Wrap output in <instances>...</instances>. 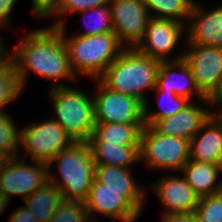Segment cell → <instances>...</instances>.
<instances>
[{
	"label": "cell",
	"mask_w": 222,
	"mask_h": 222,
	"mask_svg": "<svg viewBox=\"0 0 222 222\" xmlns=\"http://www.w3.org/2000/svg\"><path fill=\"white\" fill-rule=\"evenodd\" d=\"M11 53L21 89L25 86L28 71L51 80L76 79L69 63V55L61 32L54 27L36 29Z\"/></svg>",
	"instance_id": "obj_1"
},
{
	"label": "cell",
	"mask_w": 222,
	"mask_h": 222,
	"mask_svg": "<svg viewBox=\"0 0 222 222\" xmlns=\"http://www.w3.org/2000/svg\"><path fill=\"white\" fill-rule=\"evenodd\" d=\"M65 23L64 19L58 18L51 27L57 28L62 34L72 71L75 75L80 73L91 79H99L125 48L119 43L113 32L92 36L77 34L70 38L66 37Z\"/></svg>",
	"instance_id": "obj_2"
},
{
	"label": "cell",
	"mask_w": 222,
	"mask_h": 222,
	"mask_svg": "<svg viewBox=\"0 0 222 222\" xmlns=\"http://www.w3.org/2000/svg\"><path fill=\"white\" fill-rule=\"evenodd\" d=\"M160 63V60L143 55L135 48L124 49L99 80L110 90L135 97L145 104L146 89L156 87Z\"/></svg>",
	"instance_id": "obj_3"
},
{
	"label": "cell",
	"mask_w": 222,
	"mask_h": 222,
	"mask_svg": "<svg viewBox=\"0 0 222 222\" xmlns=\"http://www.w3.org/2000/svg\"><path fill=\"white\" fill-rule=\"evenodd\" d=\"M61 181L48 171V180L61 192L66 200L85 201L95 179V162L86 142H75L59 152L47 165L56 164ZM55 178V179H54Z\"/></svg>",
	"instance_id": "obj_4"
},
{
	"label": "cell",
	"mask_w": 222,
	"mask_h": 222,
	"mask_svg": "<svg viewBox=\"0 0 222 222\" xmlns=\"http://www.w3.org/2000/svg\"><path fill=\"white\" fill-rule=\"evenodd\" d=\"M55 111L54 118L74 142H87L94 131V100L85 91L56 83L49 93Z\"/></svg>",
	"instance_id": "obj_5"
},
{
	"label": "cell",
	"mask_w": 222,
	"mask_h": 222,
	"mask_svg": "<svg viewBox=\"0 0 222 222\" xmlns=\"http://www.w3.org/2000/svg\"><path fill=\"white\" fill-rule=\"evenodd\" d=\"M190 140L165 136L152 126L145 125L141 132L139 153L148 168L179 171L189 161Z\"/></svg>",
	"instance_id": "obj_6"
},
{
	"label": "cell",
	"mask_w": 222,
	"mask_h": 222,
	"mask_svg": "<svg viewBox=\"0 0 222 222\" xmlns=\"http://www.w3.org/2000/svg\"><path fill=\"white\" fill-rule=\"evenodd\" d=\"M145 190H113L106 184L94 179L86 198L85 206L91 221V215L102 213L113 220L139 217L143 208Z\"/></svg>",
	"instance_id": "obj_7"
},
{
	"label": "cell",
	"mask_w": 222,
	"mask_h": 222,
	"mask_svg": "<svg viewBox=\"0 0 222 222\" xmlns=\"http://www.w3.org/2000/svg\"><path fill=\"white\" fill-rule=\"evenodd\" d=\"M21 130V147L31 160L49 163L59 152L75 143L65 129L53 118L30 124Z\"/></svg>",
	"instance_id": "obj_8"
},
{
	"label": "cell",
	"mask_w": 222,
	"mask_h": 222,
	"mask_svg": "<svg viewBox=\"0 0 222 222\" xmlns=\"http://www.w3.org/2000/svg\"><path fill=\"white\" fill-rule=\"evenodd\" d=\"M183 60L191 70L198 90L213 100L222 91V49L187 44Z\"/></svg>",
	"instance_id": "obj_9"
},
{
	"label": "cell",
	"mask_w": 222,
	"mask_h": 222,
	"mask_svg": "<svg viewBox=\"0 0 222 222\" xmlns=\"http://www.w3.org/2000/svg\"><path fill=\"white\" fill-rule=\"evenodd\" d=\"M94 96L96 123L145 124L144 104L137 98L110 90L100 80Z\"/></svg>",
	"instance_id": "obj_10"
},
{
	"label": "cell",
	"mask_w": 222,
	"mask_h": 222,
	"mask_svg": "<svg viewBox=\"0 0 222 222\" xmlns=\"http://www.w3.org/2000/svg\"><path fill=\"white\" fill-rule=\"evenodd\" d=\"M113 33L125 49L136 48L151 18L144 0H111Z\"/></svg>",
	"instance_id": "obj_11"
},
{
	"label": "cell",
	"mask_w": 222,
	"mask_h": 222,
	"mask_svg": "<svg viewBox=\"0 0 222 222\" xmlns=\"http://www.w3.org/2000/svg\"><path fill=\"white\" fill-rule=\"evenodd\" d=\"M22 159L13 157L0 168V192L9 199L11 195L25 199L48 181L47 163L33 160L35 165H28Z\"/></svg>",
	"instance_id": "obj_12"
},
{
	"label": "cell",
	"mask_w": 222,
	"mask_h": 222,
	"mask_svg": "<svg viewBox=\"0 0 222 222\" xmlns=\"http://www.w3.org/2000/svg\"><path fill=\"white\" fill-rule=\"evenodd\" d=\"M184 25L172 19L151 17L144 36L135 49L148 57L170 61L168 54L177 46L179 39H182Z\"/></svg>",
	"instance_id": "obj_13"
},
{
	"label": "cell",
	"mask_w": 222,
	"mask_h": 222,
	"mask_svg": "<svg viewBox=\"0 0 222 222\" xmlns=\"http://www.w3.org/2000/svg\"><path fill=\"white\" fill-rule=\"evenodd\" d=\"M183 56L184 54H180L170 61H161L158 67L156 88L174 92L177 96L190 101L191 97L195 95L203 103L207 102L214 105L213 99L205 97L196 87L191 70L183 60ZM174 69L176 71L179 69L178 73Z\"/></svg>",
	"instance_id": "obj_14"
},
{
	"label": "cell",
	"mask_w": 222,
	"mask_h": 222,
	"mask_svg": "<svg viewBox=\"0 0 222 222\" xmlns=\"http://www.w3.org/2000/svg\"><path fill=\"white\" fill-rule=\"evenodd\" d=\"M153 184V190L167 210L165 215L194 214L200 197L184 177L166 176Z\"/></svg>",
	"instance_id": "obj_15"
},
{
	"label": "cell",
	"mask_w": 222,
	"mask_h": 222,
	"mask_svg": "<svg viewBox=\"0 0 222 222\" xmlns=\"http://www.w3.org/2000/svg\"><path fill=\"white\" fill-rule=\"evenodd\" d=\"M188 20L187 44L222 49V6L207 12L195 2Z\"/></svg>",
	"instance_id": "obj_16"
},
{
	"label": "cell",
	"mask_w": 222,
	"mask_h": 222,
	"mask_svg": "<svg viewBox=\"0 0 222 222\" xmlns=\"http://www.w3.org/2000/svg\"><path fill=\"white\" fill-rule=\"evenodd\" d=\"M215 113L200 105L190 102L183 110L173 116L157 120L152 127L165 136H176L191 140L193 136L204 126V124Z\"/></svg>",
	"instance_id": "obj_17"
},
{
	"label": "cell",
	"mask_w": 222,
	"mask_h": 222,
	"mask_svg": "<svg viewBox=\"0 0 222 222\" xmlns=\"http://www.w3.org/2000/svg\"><path fill=\"white\" fill-rule=\"evenodd\" d=\"M189 160L222 165V119L216 113L190 140Z\"/></svg>",
	"instance_id": "obj_18"
},
{
	"label": "cell",
	"mask_w": 222,
	"mask_h": 222,
	"mask_svg": "<svg viewBox=\"0 0 222 222\" xmlns=\"http://www.w3.org/2000/svg\"><path fill=\"white\" fill-rule=\"evenodd\" d=\"M180 171L200 198L219 192L220 182H216L222 172L221 164L189 160Z\"/></svg>",
	"instance_id": "obj_19"
},
{
	"label": "cell",
	"mask_w": 222,
	"mask_h": 222,
	"mask_svg": "<svg viewBox=\"0 0 222 222\" xmlns=\"http://www.w3.org/2000/svg\"><path fill=\"white\" fill-rule=\"evenodd\" d=\"M86 143L89 145L95 165L130 168L132 164L140 161V145L120 146L118 144H107V142Z\"/></svg>",
	"instance_id": "obj_20"
},
{
	"label": "cell",
	"mask_w": 222,
	"mask_h": 222,
	"mask_svg": "<svg viewBox=\"0 0 222 222\" xmlns=\"http://www.w3.org/2000/svg\"><path fill=\"white\" fill-rule=\"evenodd\" d=\"M145 124L96 123L87 142H107L120 146L140 145Z\"/></svg>",
	"instance_id": "obj_21"
},
{
	"label": "cell",
	"mask_w": 222,
	"mask_h": 222,
	"mask_svg": "<svg viewBox=\"0 0 222 222\" xmlns=\"http://www.w3.org/2000/svg\"><path fill=\"white\" fill-rule=\"evenodd\" d=\"M64 200L62 192L49 180L23 199L37 222H49L59 204Z\"/></svg>",
	"instance_id": "obj_22"
},
{
	"label": "cell",
	"mask_w": 222,
	"mask_h": 222,
	"mask_svg": "<svg viewBox=\"0 0 222 222\" xmlns=\"http://www.w3.org/2000/svg\"><path fill=\"white\" fill-rule=\"evenodd\" d=\"M150 17L172 19L184 24L189 19L194 0H144ZM157 13V14H156ZM186 19V20H185ZM184 21V22H183Z\"/></svg>",
	"instance_id": "obj_23"
},
{
	"label": "cell",
	"mask_w": 222,
	"mask_h": 222,
	"mask_svg": "<svg viewBox=\"0 0 222 222\" xmlns=\"http://www.w3.org/2000/svg\"><path fill=\"white\" fill-rule=\"evenodd\" d=\"M159 93V111L149 112V102L144 104V121L145 125L152 126L157 120H162L173 116L180 110H183L190 100L184 97L177 96L174 92L167 90H158L156 87L153 89ZM166 101V102H165ZM168 101V102H167Z\"/></svg>",
	"instance_id": "obj_24"
},
{
	"label": "cell",
	"mask_w": 222,
	"mask_h": 222,
	"mask_svg": "<svg viewBox=\"0 0 222 222\" xmlns=\"http://www.w3.org/2000/svg\"><path fill=\"white\" fill-rule=\"evenodd\" d=\"M130 168L95 165V179L113 190H144L134 182Z\"/></svg>",
	"instance_id": "obj_25"
},
{
	"label": "cell",
	"mask_w": 222,
	"mask_h": 222,
	"mask_svg": "<svg viewBox=\"0 0 222 222\" xmlns=\"http://www.w3.org/2000/svg\"><path fill=\"white\" fill-rule=\"evenodd\" d=\"M22 91L14 62L8 54L0 60V111H4V106L17 99Z\"/></svg>",
	"instance_id": "obj_26"
},
{
	"label": "cell",
	"mask_w": 222,
	"mask_h": 222,
	"mask_svg": "<svg viewBox=\"0 0 222 222\" xmlns=\"http://www.w3.org/2000/svg\"><path fill=\"white\" fill-rule=\"evenodd\" d=\"M21 131H17L13 119L4 111H0V148L11 158L16 157L21 147Z\"/></svg>",
	"instance_id": "obj_27"
},
{
	"label": "cell",
	"mask_w": 222,
	"mask_h": 222,
	"mask_svg": "<svg viewBox=\"0 0 222 222\" xmlns=\"http://www.w3.org/2000/svg\"><path fill=\"white\" fill-rule=\"evenodd\" d=\"M84 201H74L64 199L55 210L49 222H89Z\"/></svg>",
	"instance_id": "obj_28"
},
{
	"label": "cell",
	"mask_w": 222,
	"mask_h": 222,
	"mask_svg": "<svg viewBox=\"0 0 222 222\" xmlns=\"http://www.w3.org/2000/svg\"><path fill=\"white\" fill-rule=\"evenodd\" d=\"M89 12H91L94 15L96 14L94 18L96 20V24L94 23L95 22L94 19L86 21L88 29L86 28V30L80 33L79 36H92V35L113 32L111 8L109 4L91 8L86 11H81L80 13L82 14L84 13L86 15ZM92 21H94L93 26H91Z\"/></svg>",
	"instance_id": "obj_29"
},
{
	"label": "cell",
	"mask_w": 222,
	"mask_h": 222,
	"mask_svg": "<svg viewBox=\"0 0 222 222\" xmlns=\"http://www.w3.org/2000/svg\"><path fill=\"white\" fill-rule=\"evenodd\" d=\"M193 215L199 222H222V195L201 197Z\"/></svg>",
	"instance_id": "obj_30"
},
{
	"label": "cell",
	"mask_w": 222,
	"mask_h": 222,
	"mask_svg": "<svg viewBox=\"0 0 222 222\" xmlns=\"http://www.w3.org/2000/svg\"><path fill=\"white\" fill-rule=\"evenodd\" d=\"M111 0H61V4L56 11V15L65 17V14L78 13L95 8L102 5H107Z\"/></svg>",
	"instance_id": "obj_31"
},
{
	"label": "cell",
	"mask_w": 222,
	"mask_h": 222,
	"mask_svg": "<svg viewBox=\"0 0 222 222\" xmlns=\"http://www.w3.org/2000/svg\"><path fill=\"white\" fill-rule=\"evenodd\" d=\"M60 4L61 0H32L33 12L41 18L54 16Z\"/></svg>",
	"instance_id": "obj_32"
},
{
	"label": "cell",
	"mask_w": 222,
	"mask_h": 222,
	"mask_svg": "<svg viewBox=\"0 0 222 222\" xmlns=\"http://www.w3.org/2000/svg\"><path fill=\"white\" fill-rule=\"evenodd\" d=\"M16 0H0V28L9 22V15L15 6Z\"/></svg>",
	"instance_id": "obj_33"
},
{
	"label": "cell",
	"mask_w": 222,
	"mask_h": 222,
	"mask_svg": "<svg viewBox=\"0 0 222 222\" xmlns=\"http://www.w3.org/2000/svg\"><path fill=\"white\" fill-rule=\"evenodd\" d=\"M9 222H37L33 218L29 209L24 206L20 207L17 211L13 212L9 218Z\"/></svg>",
	"instance_id": "obj_34"
},
{
	"label": "cell",
	"mask_w": 222,
	"mask_h": 222,
	"mask_svg": "<svg viewBox=\"0 0 222 222\" xmlns=\"http://www.w3.org/2000/svg\"><path fill=\"white\" fill-rule=\"evenodd\" d=\"M162 222H188V214H163Z\"/></svg>",
	"instance_id": "obj_35"
},
{
	"label": "cell",
	"mask_w": 222,
	"mask_h": 222,
	"mask_svg": "<svg viewBox=\"0 0 222 222\" xmlns=\"http://www.w3.org/2000/svg\"><path fill=\"white\" fill-rule=\"evenodd\" d=\"M11 157L3 150L0 148V168L5 165Z\"/></svg>",
	"instance_id": "obj_36"
},
{
	"label": "cell",
	"mask_w": 222,
	"mask_h": 222,
	"mask_svg": "<svg viewBox=\"0 0 222 222\" xmlns=\"http://www.w3.org/2000/svg\"><path fill=\"white\" fill-rule=\"evenodd\" d=\"M9 198H7L2 192H0V213L7 207L9 202Z\"/></svg>",
	"instance_id": "obj_37"
},
{
	"label": "cell",
	"mask_w": 222,
	"mask_h": 222,
	"mask_svg": "<svg viewBox=\"0 0 222 222\" xmlns=\"http://www.w3.org/2000/svg\"><path fill=\"white\" fill-rule=\"evenodd\" d=\"M3 40L0 38V60H2L6 56V50L4 49V44L2 42Z\"/></svg>",
	"instance_id": "obj_38"
},
{
	"label": "cell",
	"mask_w": 222,
	"mask_h": 222,
	"mask_svg": "<svg viewBox=\"0 0 222 222\" xmlns=\"http://www.w3.org/2000/svg\"><path fill=\"white\" fill-rule=\"evenodd\" d=\"M213 101H214V105L217 106V103H218V105H221L220 107L222 108V91L218 94V96Z\"/></svg>",
	"instance_id": "obj_39"
},
{
	"label": "cell",
	"mask_w": 222,
	"mask_h": 222,
	"mask_svg": "<svg viewBox=\"0 0 222 222\" xmlns=\"http://www.w3.org/2000/svg\"><path fill=\"white\" fill-rule=\"evenodd\" d=\"M138 217H129V218H125L123 220L120 219V222L123 221V222H135L137 220ZM119 222V220L117 221Z\"/></svg>",
	"instance_id": "obj_40"
},
{
	"label": "cell",
	"mask_w": 222,
	"mask_h": 222,
	"mask_svg": "<svg viewBox=\"0 0 222 222\" xmlns=\"http://www.w3.org/2000/svg\"><path fill=\"white\" fill-rule=\"evenodd\" d=\"M188 222H199L193 214H188Z\"/></svg>",
	"instance_id": "obj_41"
},
{
	"label": "cell",
	"mask_w": 222,
	"mask_h": 222,
	"mask_svg": "<svg viewBox=\"0 0 222 222\" xmlns=\"http://www.w3.org/2000/svg\"><path fill=\"white\" fill-rule=\"evenodd\" d=\"M222 119V108L219 110V113H216Z\"/></svg>",
	"instance_id": "obj_42"
},
{
	"label": "cell",
	"mask_w": 222,
	"mask_h": 222,
	"mask_svg": "<svg viewBox=\"0 0 222 222\" xmlns=\"http://www.w3.org/2000/svg\"><path fill=\"white\" fill-rule=\"evenodd\" d=\"M219 193L222 195V182L220 183Z\"/></svg>",
	"instance_id": "obj_43"
}]
</instances>
